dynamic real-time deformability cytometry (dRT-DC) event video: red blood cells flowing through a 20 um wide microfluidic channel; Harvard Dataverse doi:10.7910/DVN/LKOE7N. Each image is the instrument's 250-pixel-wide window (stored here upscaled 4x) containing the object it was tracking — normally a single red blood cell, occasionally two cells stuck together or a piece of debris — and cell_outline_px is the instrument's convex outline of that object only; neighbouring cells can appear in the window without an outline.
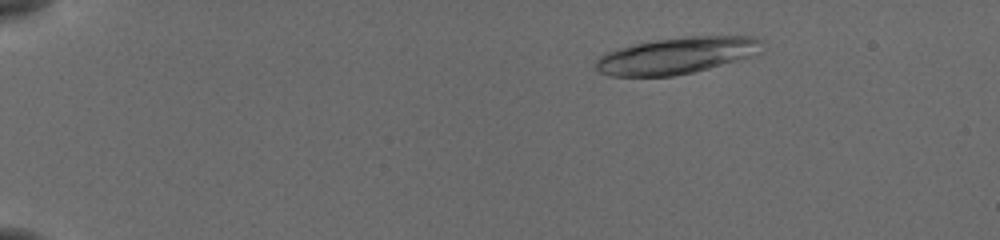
{"species": "common noctule bat (a hibernating species)", "species_latin": "Nyctalus noctula", "temperature_condition": "cold", "stored_images_in_passage": 44, "camera_frame_rate_fps": 3000, "um_per_image_px": 0.085, "animal": {"sex": "female", "body_mass_g": 19.5, "forearm_length_mm": 54.1}, "frame": {"image": 1, "passage_image": 7, "time_ms": 2.0, "image_size_px": [1000, 240], "cell_outline_px": [[764, 40], [748, 56], [708, 68], [692, 72], [672, 76], [608, 76], [600, 72], [596, 68], [596, 60], [604, 52], [616, 48], [656, 40], [684, 36], [752, 36]], "centroid_in_image_um": [57.39, 4.72], "position_along_channel_um": 27.6, "area_um2": 34.74}}